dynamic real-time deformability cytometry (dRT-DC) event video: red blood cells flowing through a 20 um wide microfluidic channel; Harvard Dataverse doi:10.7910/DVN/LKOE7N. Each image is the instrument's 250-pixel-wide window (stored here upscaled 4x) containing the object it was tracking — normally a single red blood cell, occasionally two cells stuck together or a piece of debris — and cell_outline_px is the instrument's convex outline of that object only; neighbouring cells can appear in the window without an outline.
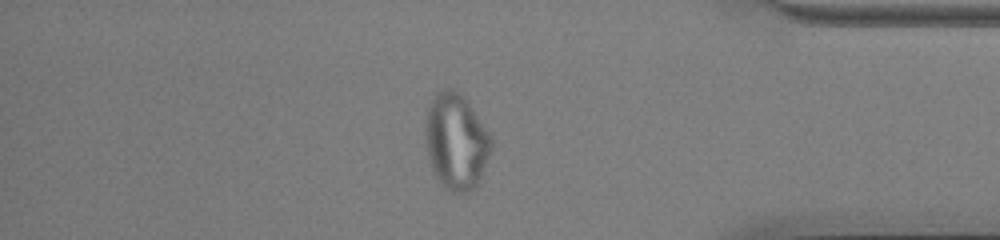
{"species": "common noctule bat (a hibernating species)", "species_latin": "Nyctalus noctula", "temperature_condition": "cold", "stored_images_in_passage": 56, "camera_frame_rate_fps": 3000, "um_per_image_px": 0.085, "animal": {"sex": "male", "body_mass_g": 13.0, "forearm_length_mm": 53.1}, "frame": {"image": 1, "passage_image": 48, "time_ms": 15.667, "image_size_px": [1000, 240], "cell_outline_px": [[492, 152], [480, 180], [468, 192], [452, 192], [444, 188], [432, 172], [424, 144], [424, 128], [428, 104], [436, 92], [444, 88], [452, 88], [460, 92], [472, 108], [488, 132], [492, 140]], "centroid_in_image_um": [38.73, 12.02], "position_along_channel_um": 396.5, "area_um2": 37.45}}